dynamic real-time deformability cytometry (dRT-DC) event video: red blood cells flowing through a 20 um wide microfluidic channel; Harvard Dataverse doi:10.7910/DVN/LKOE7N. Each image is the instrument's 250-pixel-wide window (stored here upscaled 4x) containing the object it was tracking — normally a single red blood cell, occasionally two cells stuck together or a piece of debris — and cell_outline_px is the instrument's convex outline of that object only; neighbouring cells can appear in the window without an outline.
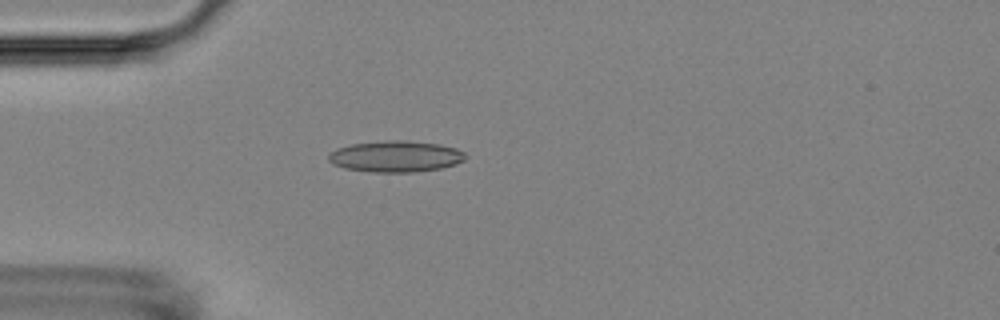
{"species": "Egyptian fruit bat (a non-hibernating species)", "species_latin": "Rousettus aegyptiacus", "temperature_condition": "room temperature", "stored_images_in_passage": 5, "camera_frame_rate_fps": 3000, "um_per_image_px": 0.085, "animal": {"sex": "female"}, "frame": {"image": 1, "passage_image": 5, "time_ms": 4.667, "image_size_px": [1000, 320], "cell_outline_px": [[468, 156], [464, 160], [456, 164], [440, 168], [412, 172], [372, 172], [344, 168], [332, 164], [328, 160], [328, 156], [336, 148], [352, 144], [384, 140], [408, 140], [440, 144], [456, 148], [464, 152]], "centroid_in_image_um": [33.64, 13.29], "position_along_channel_um": 51.4, "area_um2": 25.09}}